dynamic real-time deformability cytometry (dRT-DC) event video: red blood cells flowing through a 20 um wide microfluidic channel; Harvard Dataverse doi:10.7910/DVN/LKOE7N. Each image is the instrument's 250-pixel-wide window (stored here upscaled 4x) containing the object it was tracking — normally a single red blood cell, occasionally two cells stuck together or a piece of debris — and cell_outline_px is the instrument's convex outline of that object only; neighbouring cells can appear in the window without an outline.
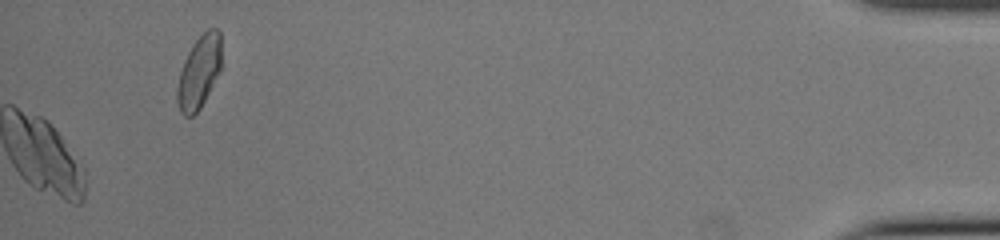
{"species": "common noctule bat (a hibernating species)", "species_latin": "Nyctalus noctula", "temperature_condition": "cold", "stored_images_in_passage": 45, "camera_frame_rate_fps": 3000, "um_per_image_px": 0.085, "animal": {"sex": "female", "body_mass_g": 22.0, "forearm_length_mm": 56.7}, "frame": {"image": 1, "passage_image": 45, "time_ms": 14.667, "image_size_px": [1000, 240], "cell_outline_px": [[220, 68], [200, 108], [192, 116], [184, 116], [180, 112], [176, 100], [176, 88], [180, 72], [184, 60], [188, 52], [196, 40], [208, 28], [216, 28], [220, 32]], "centroid_in_image_um": [16.88, 6.13], "position_along_channel_um": 418.3, "area_um2": 18.32}}